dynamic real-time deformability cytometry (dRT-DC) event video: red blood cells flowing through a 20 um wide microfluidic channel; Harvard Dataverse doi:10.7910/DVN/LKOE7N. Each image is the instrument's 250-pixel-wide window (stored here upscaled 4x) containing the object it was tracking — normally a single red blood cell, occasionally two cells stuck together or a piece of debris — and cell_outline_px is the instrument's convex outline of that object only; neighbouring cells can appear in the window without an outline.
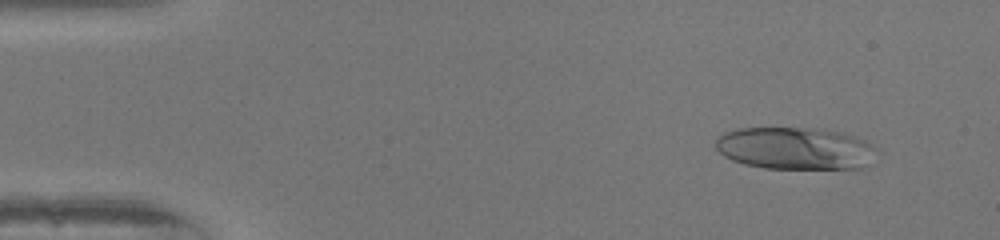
{"species": "human", "species_latin": "Homo sapiens", "temperature_condition": "warm", "stored_images_in_passage": 51, "camera_frame_rate_fps": 3000, "um_per_image_px": 0.085, "donor": {"sex": "female"}, "frame": {"image": 1, "passage_image": 5, "time_ms": 1.333, "image_size_px": [1000, 240], "cell_outline_px": [[876, 148], [864, 164], [860, 168], [764, 168], [744, 164], [732, 160], [724, 156], [716, 148], [716, 136], [724, 132], [736, 128], [816, 128], [840, 132], [864, 140], [872, 144]], "centroid_in_image_um": [67.48, 12.59], "position_along_channel_um": 17.5, "area_um2": 39.25}}
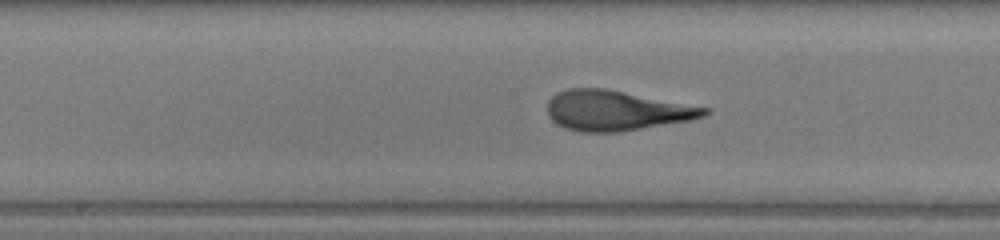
{"frame": {"image": 2, "passage_image": 26, "time_ms": 8.333, "image_size_px": [1000, 240], "cell_outline_px": [[712, 112], [704, 116], [692, 120], [616, 132], [580, 132], [564, 128], [552, 120], [548, 116], [548, 100], [556, 92], [568, 88], [604, 88], [712, 108]], "centroid_in_image_um": [52.4, 9.39], "position_along_channel_um": 195.8, "area_um2": 36.82}}
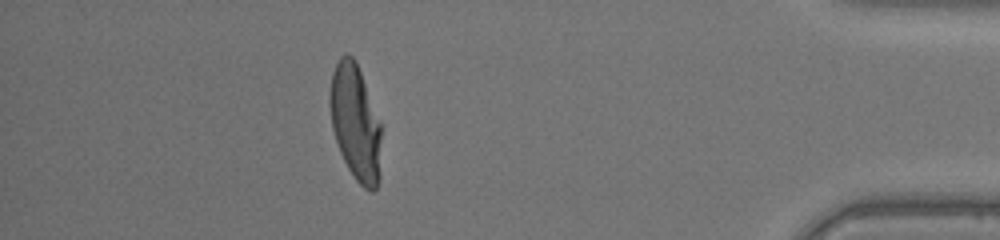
{"frame": {"image": 3, "passage_image": 45, "time_ms": 14.667, "image_size_px": [1000, 240], "cell_outline_px": [[380, 176], [376, 188], [372, 192], [368, 192], [356, 180], [348, 168], [340, 152], [332, 128], [328, 104], [328, 92], [332, 72], [340, 56], [352, 56], [356, 60], [380, 124]], "centroid_in_image_um": [30.18, 10.43], "position_along_channel_um": 405.0, "area_um2": 34.62}}